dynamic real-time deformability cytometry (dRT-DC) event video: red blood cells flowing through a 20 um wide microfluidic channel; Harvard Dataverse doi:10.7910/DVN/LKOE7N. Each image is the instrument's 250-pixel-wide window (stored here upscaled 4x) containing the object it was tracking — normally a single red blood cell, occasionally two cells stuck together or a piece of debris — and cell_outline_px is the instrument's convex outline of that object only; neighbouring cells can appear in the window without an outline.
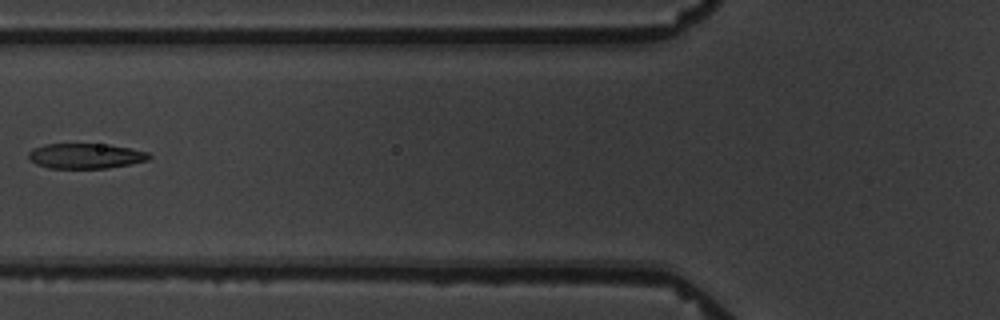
{"species": "common noctule bat (a hibernating species)", "species_latin": "Nyctalus noctula", "temperature_condition": "warm", "stored_images_in_passage": 9, "camera_frame_rate_fps": 3000, "um_per_image_px": 0.085, "animal": {"sex": "male", "body_mass_g": 19.5, "forearm_length_mm": 54.6}, "frame": {"image": 1, "passage_image": 7, "time_ms": 7.0, "image_size_px": [1000, 320], "cell_outline_px": [[152, 156], [148, 160], [108, 168], [48, 168], [36, 164], [28, 160], [28, 152], [32, 148], [44, 144], [108, 144], [132, 148], [148, 152]], "centroid_in_image_um": [7.25, 13.25], "position_along_channel_um": 118.6, "area_um2": 17.86}}
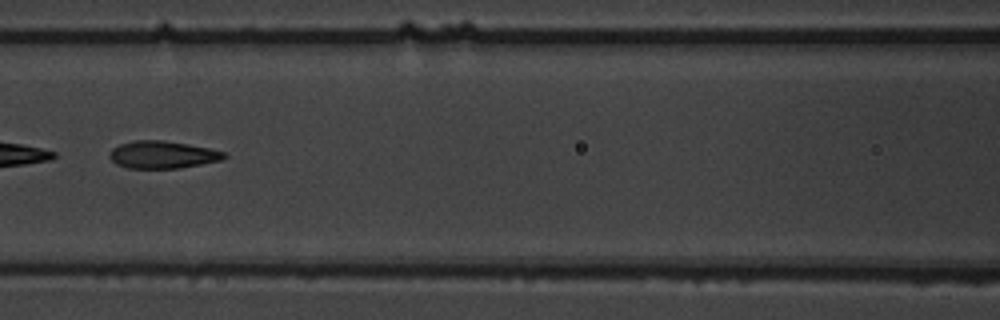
{"frame": {"image": 2, "passage_image": 8, "time_ms": 8.0, "image_size_px": [1000, 320], "cell_outline_px": [[228, 156], [224, 160], [180, 168], [128, 168], [116, 164], [108, 156], [112, 148], [120, 144], [136, 140], [164, 140], [188, 144], [208, 148], [224, 152]], "centroid_in_image_um": [13.83, 13.15], "position_along_channel_um": 152.8, "area_um2": 18.38}}
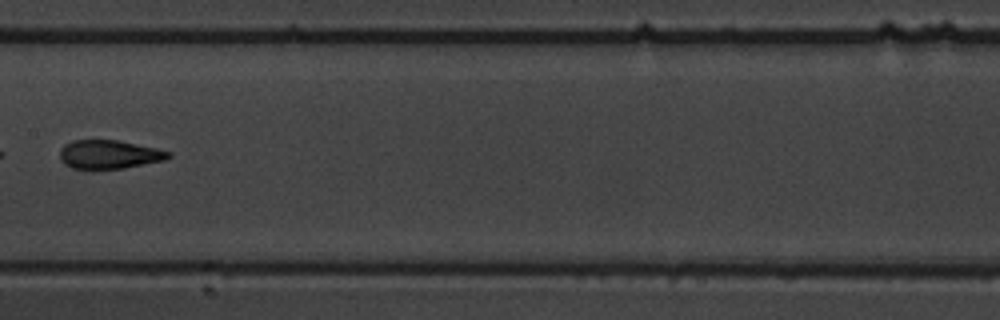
{"frame": {"image": 3, "passage_image": 9, "time_ms": 9.333, "image_size_px": [1000, 320], "cell_outline_px": [[172, 156], [164, 160], [124, 168], [72, 168], [64, 164], [60, 160], [60, 148], [64, 144], [72, 140], [120, 140], [156, 148], [172, 152]], "centroid_in_image_um": [9.27, 13.11], "position_along_channel_um": 198.1, "area_um2": 18.15}}